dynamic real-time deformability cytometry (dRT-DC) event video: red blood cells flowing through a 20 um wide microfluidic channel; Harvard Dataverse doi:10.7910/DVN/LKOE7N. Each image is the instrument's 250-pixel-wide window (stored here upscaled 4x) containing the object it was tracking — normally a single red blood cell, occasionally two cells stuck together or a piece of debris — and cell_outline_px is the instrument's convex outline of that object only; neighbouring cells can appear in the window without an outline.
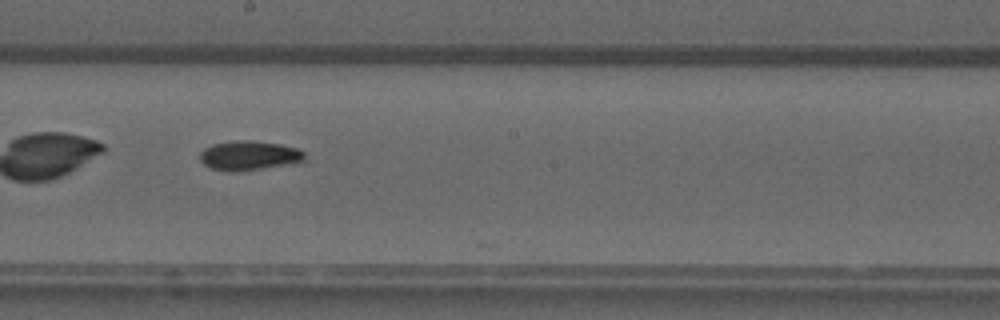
{"species": "common noctule bat (a hibernating species)", "species_latin": "Nyctalus noctula", "temperature_condition": "warm", "stored_images_in_passage": 47, "camera_frame_rate_fps": 3000, "um_per_image_px": 0.085, "animal": {"sex": "male", "forearm_length_mm": 52.5}, "frame": {"image": 1, "passage_image": 29, "time_ms": 9.333, "image_size_px": [1000, 320], "cell_outline_px": [[304, 160], [292, 164], [236, 172], [212, 168], [204, 164], [200, 160], [200, 152], [204, 148], [212, 144], [236, 140], [252, 140], [280, 144], [296, 148], [304, 152]], "centroid_in_image_um": [21.16, 13.21], "position_along_channel_um": 227.0, "area_um2": 17.92}, "authors_computed_cell_mechanics": {"area_um2": 17.3978, "velocity_mm_per_s": 4.0432, "shape_relaxation_time_tau1_ms": 8.8989, "shape_relaxation_time_tau2_ms": null, "deformation_change_tau1": 0.2322, "deformation_change_tau2": null}}